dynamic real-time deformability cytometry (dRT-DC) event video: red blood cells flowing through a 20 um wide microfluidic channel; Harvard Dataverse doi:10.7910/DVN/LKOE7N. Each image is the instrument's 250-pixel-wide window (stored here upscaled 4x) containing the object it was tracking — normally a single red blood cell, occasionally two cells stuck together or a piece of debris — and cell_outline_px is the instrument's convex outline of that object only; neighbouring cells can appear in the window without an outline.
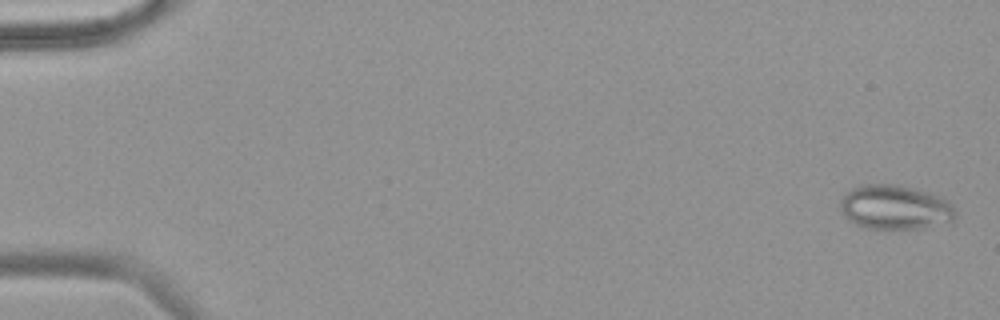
{"species": "common noctule bat (a hibernating species)", "species_latin": "Nyctalus noctula", "temperature_condition": "warm", "stored_images_in_passage": 56, "camera_frame_rate_fps": 3000, "um_per_image_px": 0.085, "animal": {"sex": "female", "body_mass_g": 18.4}, "frame": {"image": 1, "passage_image": 2, "time_ms": 0.333, "image_size_px": [1000, 320], "cell_outline_px": [[956, 216], [952, 220], [920, 228], [868, 228], [856, 224], [844, 216], [840, 208], [840, 200], [852, 188], [860, 184], [896, 184], [912, 188], [936, 196], [952, 204], [956, 212]], "centroid_in_image_um": [76.03, 17.61], "position_along_channel_um": 9.0, "area_um2": 29.19}}
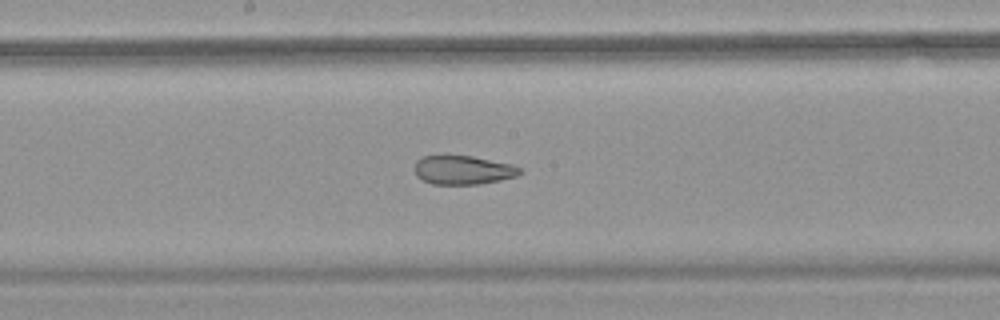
{"frame": {"image": 2, "passage_image": 31, "time_ms": 10.0, "image_size_px": [1000, 320], "cell_outline_px": [[524, 172], [516, 176], [500, 180], [480, 184], [432, 184], [416, 176], [416, 160], [424, 156], [444, 152], [472, 156], [512, 164], [520, 168]], "centroid_in_image_um": [39.34, 14.4], "position_along_channel_um": 208.9, "area_um2": 18.26}}
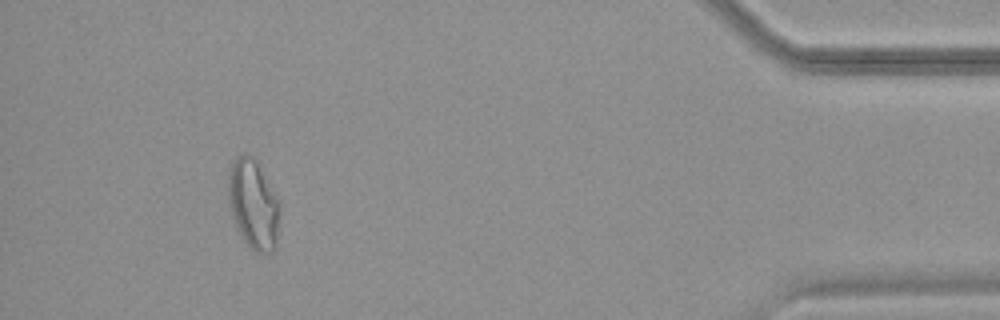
{"frame": {"image": 3, "passage_image": 52, "time_ms": 17.0, "image_size_px": [1000, 320], "cell_outline_px": [[280, 200], [276, 248], [272, 252], [256, 252], [244, 240], [236, 224], [232, 212], [228, 196], [228, 172], [236, 156], [244, 152], [248, 152], [260, 160]], "centroid_in_image_um": [21.57, 17.24], "position_along_channel_um": 413.6, "area_um2": 27.46}, "authors_computed_cell_mechanics": {"area_um2": 24.565, "velocity_mm_per_s": 3.7097, "shape_relaxation_time_tau1_ms": null, "shape_relaxation_time_tau2_ms": 1.7633, "deformation_change_tau1": null, "deformation_change_tau2": 0.0828}}